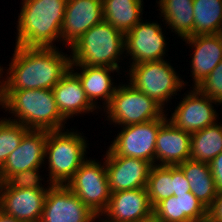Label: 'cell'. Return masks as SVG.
Returning <instances> with one entry per match:
<instances>
[{"label": "cell", "mask_w": 222, "mask_h": 222, "mask_svg": "<svg viewBox=\"0 0 222 222\" xmlns=\"http://www.w3.org/2000/svg\"><path fill=\"white\" fill-rule=\"evenodd\" d=\"M161 25L142 20L125 34V51L130 65L164 60L166 41ZM128 53V54H127Z\"/></svg>", "instance_id": "12"}, {"label": "cell", "mask_w": 222, "mask_h": 222, "mask_svg": "<svg viewBox=\"0 0 222 222\" xmlns=\"http://www.w3.org/2000/svg\"><path fill=\"white\" fill-rule=\"evenodd\" d=\"M39 170V168H36L18 172L14 175H10L3 183L8 188L48 190L51 184H49L47 188L43 187L44 185L40 183L43 179L39 174Z\"/></svg>", "instance_id": "30"}, {"label": "cell", "mask_w": 222, "mask_h": 222, "mask_svg": "<svg viewBox=\"0 0 222 222\" xmlns=\"http://www.w3.org/2000/svg\"><path fill=\"white\" fill-rule=\"evenodd\" d=\"M105 214V215H104ZM153 214L147 188L111 193L110 201L101 222H139Z\"/></svg>", "instance_id": "16"}, {"label": "cell", "mask_w": 222, "mask_h": 222, "mask_svg": "<svg viewBox=\"0 0 222 222\" xmlns=\"http://www.w3.org/2000/svg\"><path fill=\"white\" fill-rule=\"evenodd\" d=\"M208 221L222 222V191L217 193L215 201L208 209Z\"/></svg>", "instance_id": "34"}, {"label": "cell", "mask_w": 222, "mask_h": 222, "mask_svg": "<svg viewBox=\"0 0 222 222\" xmlns=\"http://www.w3.org/2000/svg\"><path fill=\"white\" fill-rule=\"evenodd\" d=\"M218 33H219V34H222V22H221V25H220V28H219Z\"/></svg>", "instance_id": "38"}, {"label": "cell", "mask_w": 222, "mask_h": 222, "mask_svg": "<svg viewBox=\"0 0 222 222\" xmlns=\"http://www.w3.org/2000/svg\"><path fill=\"white\" fill-rule=\"evenodd\" d=\"M7 69L5 91L52 89L70 70L71 55L56 47L16 46Z\"/></svg>", "instance_id": "1"}, {"label": "cell", "mask_w": 222, "mask_h": 222, "mask_svg": "<svg viewBox=\"0 0 222 222\" xmlns=\"http://www.w3.org/2000/svg\"><path fill=\"white\" fill-rule=\"evenodd\" d=\"M190 147L191 134L176 128L167 120L157 133L155 165L176 166L189 160Z\"/></svg>", "instance_id": "18"}, {"label": "cell", "mask_w": 222, "mask_h": 222, "mask_svg": "<svg viewBox=\"0 0 222 222\" xmlns=\"http://www.w3.org/2000/svg\"><path fill=\"white\" fill-rule=\"evenodd\" d=\"M103 20L102 0H67L61 27L63 45L71 47L86 31Z\"/></svg>", "instance_id": "15"}, {"label": "cell", "mask_w": 222, "mask_h": 222, "mask_svg": "<svg viewBox=\"0 0 222 222\" xmlns=\"http://www.w3.org/2000/svg\"><path fill=\"white\" fill-rule=\"evenodd\" d=\"M105 158L111 193L147 187L149 173L153 166L151 162L139 158L117 156L110 148Z\"/></svg>", "instance_id": "13"}, {"label": "cell", "mask_w": 222, "mask_h": 222, "mask_svg": "<svg viewBox=\"0 0 222 222\" xmlns=\"http://www.w3.org/2000/svg\"><path fill=\"white\" fill-rule=\"evenodd\" d=\"M194 48L191 69L194 86L202 82L222 61V46L218 34L196 35L183 39Z\"/></svg>", "instance_id": "19"}, {"label": "cell", "mask_w": 222, "mask_h": 222, "mask_svg": "<svg viewBox=\"0 0 222 222\" xmlns=\"http://www.w3.org/2000/svg\"><path fill=\"white\" fill-rule=\"evenodd\" d=\"M222 152V124L215 123L191 134L190 159L210 163Z\"/></svg>", "instance_id": "26"}, {"label": "cell", "mask_w": 222, "mask_h": 222, "mask_svg": "<svg viewBox=\"0 0 222 222\" xmlns=\"http://www.w3.org/2000/svg\"><path fill=\"white\" fill-rule=\"evenodd\" d=\"M184 95L186 96H183V100L168 119L176 128L192 134L218 122V113L213 105H219L218 102L201 93L196 87Z\"/></svg>", "instance_id": "11"}, {"label": "cell", "mask_w": 222, "mask_h": 222, "mask_svg": "<svg viewBox=\"0 0 222 222\" xmlns=\"http://www.w3.org/2000/svg\"><path fill=\"white\" fill-rule=\"evenodd\" d=\"M74 67L80 69L81 72H75ZM70 70L81 81L87 99L95 108H101V105L100 107L97 105V99L99 98L100 100L102 99L101 101L104 100V102H102L103 109L110 103V100L117 89V87L113 85L114 82H112L113 79L111 78L112 76L110 73H113L114 71L120 72V70L112 67L87 65H71Z\"/></svg>", "instance_id": "21"}, {"label": "cell", "mask_w": 222, "mask_h": 222, "mask_svg": "<svg viewBox=\"0 0 222 222\" xmlns=\"http://www.w3.org/2000/svg\"><path fill=\"white\" fill-rule=\"evenodd\" d=\"M0 105H1V106H2V108H3L4 102H0Z\"/></svg>", "instance_id": "41"}, {"label": "cell", "mask_w": 222, "mask_h": 222, "mask_svg": "<svg viewBox=\"0 0 222 222\" xmlns=\"http://www.w3.org/2000/svg\"><path fill=\"white\" fill-rule=\"evenodd\" d=\"M16 46L54 47L61 41L67 0H22Z\"/></svg>", "instance_id": "2"}, {"label": "cell", "mask_w": 222, "mask_h": 222, "mask_svg": "<svg viewBox=\"0 0 222 222\" xmlns=\"http://www.w3.org/2000/svg\"><path fill=\"white\" fill-rule=\"evenodd\" d=\"M57 108L67 120L74 115L95 111L85 95L79 78L69 70L68 73L52 88Z\"/></svg>", "instance_id": "22"}, {"label": "cell", "mask_w": 222, "mask_h": 222, "mask_svg": "<svg viewBox=\"0 0 222 222\" xmlns=\"http://www.w3.org/2000/svg\"><path fill=\"white\" fill-rule=\"evenodd\" d=\"M29 131L22 124L9 119H0V168L7 157L20 145L23 136Z\"/></svg>", "instance_id": "29"}, {"label": "cell", "mask_w": 222, "mask_h": 222, "mask_svg": "<svg viewBox=\"0 0 222 222\" xmlns=\"http://www.w3.org/2000/svg\"><path fill=\"white\" fill-rule=\"evenodd\" d=\"M178 166L189 182L191 193L209 209L218 193L210 165L189 159Z\"/></svg>", "instance_id": "23"}, {"label": "cell", "mask_w": 222, "mask_h": 222, "mask_svg": "<svg viewBox=\"0 0 222 222\" xmlns=\"http://www.w3.org/2000/svg\"><path fill=\"white\" fill-rule=\"evenodd\" d=\"M66 130L48 131L45 159L49 164V184L66 185L87 160L85 137L77 131Z\"/></svg>", "instance_id": "5"}, {"label": "cell", "mask_w": 222, "mask_h": 222, "mask_svg": "<svg viewBox=\"0 0 222 222\" xmlns=\"http://www.w3.org/2000/svg\"><path fill=\"white\" fill-rule=\"evenodd\" d=\"M97 218L66 185L48 187L40 222H95Z\"/></svg>", "instance_id": "10"}, {"label": "cell", "mask_w": 222, "mask_h": 222, "mask_svg": "<svg viewBox=\"0 0 222 222\" xmlns=\"http://www.w3.org/2000/svg\"><path fill=\"white\" fill-rule=\"evenodd\" d=\"M194 36L218 34L222 22V0H193Z\"/></svg>", "instance_id": "27"}, {"label": "cell", "mask_w": 222, "mask_h": 222, "mask_svg": "<svg viewBox=\"0 0 222 222\" xmlns=\"http://www.w3.org/2000/svg\"><path fill=\"white\" fill-rule=\"evenodd\" d=\"M153 214L162 222L208 221V209L191 192L160 201L153 208Z\"/></svg>", "instance_id": "20"}, {"label": "cell", "mask_w": 222, "mask_h": 222, "mask_svg": "<svg viewBox=\"0 0 222 222\" xmlns=\"http://www.w3.org/2000/svg\"><path fill=\"white\" fill-rule=\"evenodd\" d=\"M66 186L99 218L106 211L111 190L105 167L89 158L74 173Z\"/></svg>", "instance_id": "8"}, {"label": "cell", "mask_w": 222, "mask_h": 222, "mask_svg": "<svg viewBox=\"0 0 222 222\" xmlns=\"http://www.w3.org/2000/svg\"><path fill=\"white\" fill-rule=\"evenodd\" d=\"M146 188L153 208L160 201L173 196V166L153 165L149 173Z\"/></svg>", "instance_id": "28"}, {"label": "cell", "mask_w": 222, "mask_h": 222, "mask_svg": "<svg viewBox=\"0 0 222 222\" xmlns=\"http://www.w3.org/2000/svg\"><path fill=\"white\" fill-rule=\"evenodd\" d=\"M128 74L130 78L128 83L163 108L165 102L168 103L172 96H176L186 85L171 64L165 60L131 65Z\"/></svg>", "instance_id": "6"}, {"label": "cell", "mask_w": 222, "mask_h": 222, "mask_svg": "<svg viewBox=\"0 0 222 222\" xmlns=\"http://www.w3.org/2000/svg\"><path fill=\"white\" fill-rule=\"evenodd\" d=\"M142 2L143 0H102L104 21L126 34L143 20Z\"/></svg>", "instance_id": "25"}, {"label": "cell", "mask_w": 222, "mask_h": 222, "mask_svg": "<svg viewBox=\"0 0 222 222\" xmlns=\"http://www.w3.org/2000/svg\"><path fill=\"white\" fill-rule=\"evenodd\" d=\"M219 40H220V43H221V46H222V34H219Z\"/></svg>", "instance_id": "39"}, {"label": "cell", "mask_w": 222, "mask_h": 222, "mask_svg": "<svg viewBox=\"0 0 222 222\" xmlns=\"http://www.w3.org/2000/svg\"><path fill=\"white\" fill-rule=\"evenodd\" d=\"M47 190L0 189V210L21 222H40Z\"/></svg>", "instance_id": "17"}, {"label": "cell", "mask_w": 222, "mask_h": 222, "mask_svg": "<svg viewBox=\"0 0 222 222\" xmlns=\"http://www.w3.org/2000/svg\"><path fill=\"white\" fill-rule=\"evenodd\" d=\"M2 183H3V182H2L1 177H0V189H1V185H2Z\"/></svg>", "instance_id": "40"}, {"label": "cell", "mask_w": 222, "mask_h": 222, "mask_svg": "<svg viewBox=\"0 0 222 222\" xmlns=\"http://www.w3.org/2000/svg\"><path fill=\"white\" fill-rule=\"evenodd\" d=\"M48 131L29 130L20 145L7 157L0 168V177L4 182L10 175L21 171L41 168L45 160V147Z\"/></svg>", "instance_id": "14"}, {"label": "cell", "mask_w": 222, "mask_h": 222, "mask_svg": "<svg viewBox=\"0 0 222 222\" xmlns=\"http://www.w3.org/2000/svg\"><path fill=\"white\" fill-rule=\"evenodd\" d=\"M3 67H1L0 65V78H3ZM5 77L3 78V80L0 79V102H4L5 101Z\"/></svg>", "instance_id": "35"}, {"label": "cell", "mask_w": 222, "mask_h": 222, "mask_svg": "<svg viewBox=\"0 0 222 222\" xmlns=\"http://www.w3.org/2000/svg\"><path fill=\"white\" fill-rule=\"evenodd\" d=\"M215 186L218 192L222 191V152L217 155L210 163Z\"/></svg>", "instance_id": "33"}, {"label": "cell", "mask_w": 222, "mask_h": 222, "mask_svg": "<svg viewBox=\"0 0 222 222\" xmlns=\"http://www.w3.org/2000/svg\"><path fill=\"white\" fill-rule=\"evenodd\" d=\"M139 222H162V221L159 218H157L154 214H152L149 217L142 219Z\"/></svg>", "instance_id": "37"}, {"label": "cell", "mask_w": 222, "mask_h": 222, "mask_svg": "<svg viewBox=\"0 0 222 222\" xmlns=\"http://www.w3.org/2000/svg\"><path fill=\"white\" fill-rule=\"evenodd\" d=\"M0 222H21L19 220H16L14 217L9 216L7 214H4L1 210H0Z\"/></svg>", "instance_id": "36"}, {"label": "cell", "mask_w": 222, "mask_h": 222, "mask_svg": "<svg viewBox=\"0 0 222 222\" xmlns=\"http://www.w3.org/2000/svg\"><path fill=\"white\" fill-rule=\"evenodd\" d=\"M173 180H174V196L178 194L188 193L190 191V185L184 176L182 169L176 165L173 166Z\"/></svg>", "instance_id": "32"}, {"label": "cell", "mask_w": 222, "mask_h": 222, "mask_svg": "<svg viewBox=\"0 0 222 222\" xmlns=\"http://www.w3.org/2000/svg\"><path fill=\"white\" fill-rule=\"evenodd\" d=\"M69 49L71 65L120 70L118 62L125 51V34L103 20L86 31Z\"/></svg>", "instance_id": "4"}, {"label": "cell", "mask_w": 222, "mask_h": 222, "mask_svg": "<svg viewBox=\"0 0 222 222\" xmlns=\"http://www.w3.org/2000/svg\"><path fill=\"white\" fill-rule=\"evenodd\" d=\"M160 17L175 34L185 39L194 36L193 0H159ZM165 20V21H164Z\"/></svg>", "instance_id": "24"}, {"label": "cell", "mask_w": 222, "mask_h": 222, "mask_svg": "<svg viewBox=\"0 0 222 222\" xmlns=\"http://www.w3.org/2000/svg\"><path fill=\"white\" fill-rule=\"evenodd\" d=\"M3 108L14 115L9 120L29 130H62L67 122L57 108L52 89L5 91Z\"/></svg>", "instance_id": "3"}, {"label": "cell", "mask_w": 222, "mask_h": 222, "mask_svg": "<svg viewBox=\"0 0 222 222\" xmlns=\"http://www.w3.org/2000/svg\"><path fill=\"white\" fill-rule=\"evenodd\" d=\"M163 109L155 100L128 83L117 86L104 112H107L105 114H108L110 124L112 122L122 127L162 118L166 112Z\"/></svg>", "instance_id": "7"}, {"label": "cell", "mask_w": 222, "mask_h": 222, "mask_svg": "<svg viewBox=\"0 0 222 222\" xmlns=\"http://www.w3.org/2000/svg\"><path fill=\"white\" fill-rule=\"evenodd\" d=\"M166 116L167 113L146 123L122 126L108 148L117 156L139 158L155 165L156 137L159 128L168 120Z\"/></svg>", "instance_id": "9"}, {"label": "cell", "mask_w": 222, "mask_h": 222, "mask_svg": "<svg viewBox=\"0 0 222 222\" xmlns=\"http://www.w3.org/2000/svg\"><path fill=\"white\" fill-rule=\"evenodd\" d=\"M196 88L222 105V61Z\"/></svg>", "instance_id": "31"}]
</instances>
